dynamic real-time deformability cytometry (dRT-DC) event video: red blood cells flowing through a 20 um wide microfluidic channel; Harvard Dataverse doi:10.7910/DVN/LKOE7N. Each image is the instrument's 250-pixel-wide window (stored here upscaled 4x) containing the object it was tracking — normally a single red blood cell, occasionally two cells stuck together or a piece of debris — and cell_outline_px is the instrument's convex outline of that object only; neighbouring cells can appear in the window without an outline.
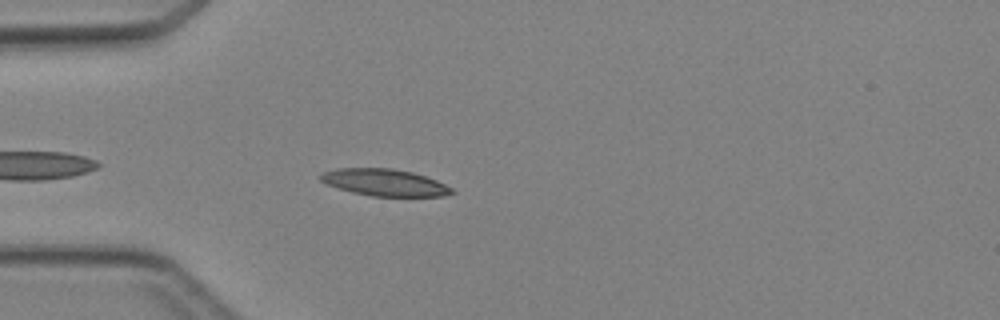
{"species": "Egyptian fruit bat (a non-hibernating species)", "species_latin": "Rousettus aegyptiacus", "temperature_condition": "cold", "stored_images_in_passage": 2, "camera_frame_rate_fps": 3000, "um_per_image_px": 0.085, "animal": {"sex": "female"}, "frame": {"image": 1, "passage_image": 2, "time_ms": 1.333, "image_size_px": [1000, 320], "cell_outline_px": [[456, 192], [444, 196], [372, 196], [352, 192], [328, 184], [320, 180], [320, 176], [324, 172], [336, 168], [392, 168], [412, 172], [436, 180], [452, 188]], "centroid_in_image_um": [32.71, 15.51], "position_along_channel_um": 52.3, "area_um2": 20.35}}